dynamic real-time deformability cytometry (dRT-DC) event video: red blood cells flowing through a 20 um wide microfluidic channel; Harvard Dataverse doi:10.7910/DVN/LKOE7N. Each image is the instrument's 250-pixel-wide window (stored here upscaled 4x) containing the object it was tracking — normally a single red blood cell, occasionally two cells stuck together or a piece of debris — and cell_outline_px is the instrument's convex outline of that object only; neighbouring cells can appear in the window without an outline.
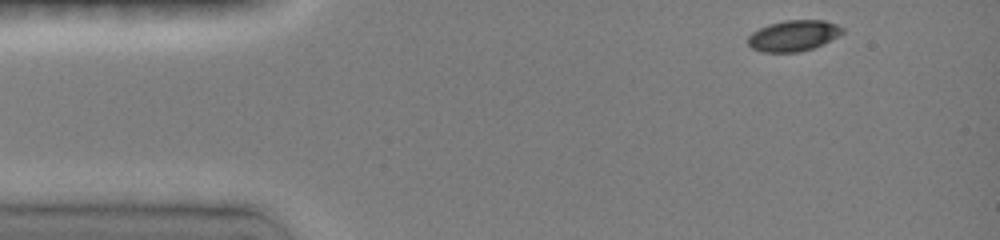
{"species": "common noctule bat (a hibernating species)", "species_latin": "Nyctalus noctula", "temperature_condition": "room temperature", "stored_images_in_passage": 40, "camera_frame_rate_fps": 3000, "um_per_image_px": 0.085, "animal": {"sex": "female", "body_mass_g": 19.0, "forearm_length_mm": 51.5}, "frame": {"image": 1, "passage_image": 1, "time_ms": 0.0, "image_size_px": [1000, 240], "cell_outline_px": [[844, 32], [812, 48], [800, 52], [764, 52], [752, 48], [748, 44], [748, 36], [752, 32], [768, 24], [784, 20], [824, 20], [836, 24], [844, 28]], "centroid_in_image_um": [67.41, 3.02], "position_along_channel_um": 17.6, "area_um2": 16.82}}
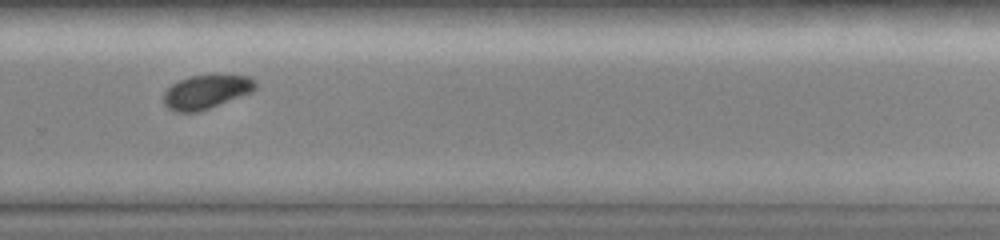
{"frame": {"image": 2, "passage_image": 29, "time_ms": 9.333, "image_size_px": [1000, 240], "cell_outline_px": [[256, 88], [252, 92], [208, 108], [196, 112], [176, 112], [168, 108], [164, 104], [164, 92], [172, 84], [180, 80], [192, 76], [248, 76], [256, 80]], "centroid_in_image_um": [17.52, 7.82], "position_along_channel_um": 312.3, "area_um2": 17.69}}
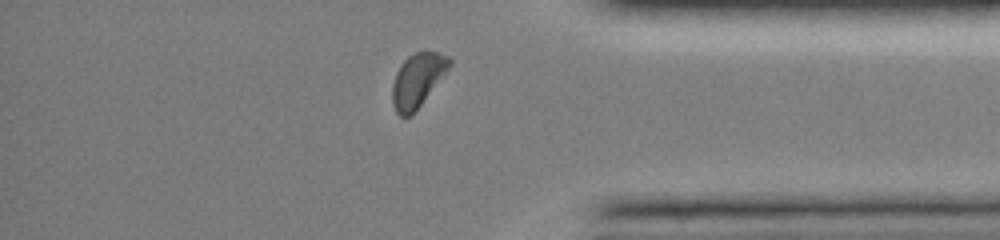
{"frame": {"image": 3, "passage_image": 36, "time_ms": 11.667, "image_size_px": [1000, 240], "cell_outline_px": [[452, 64], [420, 104], [408, 116], [400, 116], [396, 112], [392, 104], [392, 84], [396, 72], [400, 64], [412, 52], [424, 48], [448, 56], [452, 60]], "centroid_in_image_um": [35.47, 6.72], "position_along_channel_um": 399.7, "area_um2": 17.8}, "authors_computed_cell_mechanics": {"area_um2": 17.918, "velocity_mm_per_s": 4.0049, "shape_relaxation_time_tau1_ms": 2.2915, "shape_relaxation_time_tau2_ms": null, "deformation_change_tau1": 0.0839, "deformation_change_tau2": null}}